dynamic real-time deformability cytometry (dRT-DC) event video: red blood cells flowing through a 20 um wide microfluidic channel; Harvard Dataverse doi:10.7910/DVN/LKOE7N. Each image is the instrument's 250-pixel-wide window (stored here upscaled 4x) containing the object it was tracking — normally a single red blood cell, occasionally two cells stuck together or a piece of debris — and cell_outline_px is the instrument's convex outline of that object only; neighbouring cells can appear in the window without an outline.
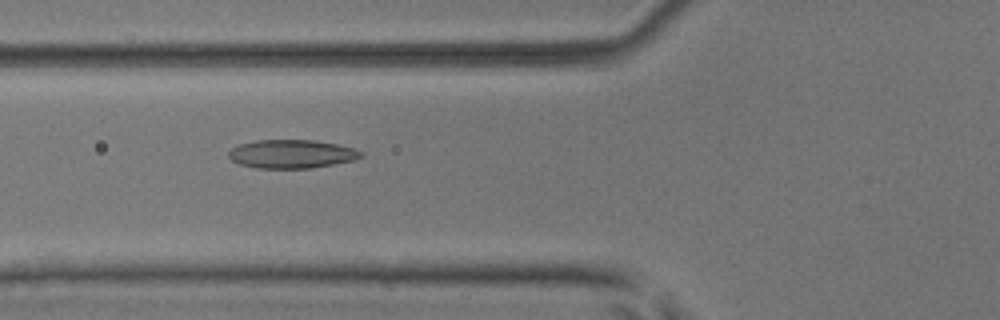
{"species": "common noctule bat (a hibernating species)", "species_latin": "Nyctalus noctula", "temperature_condition": "room temperature", "stored_images_in_passage": 52, "camera_frame_rate_fps": 3000, "um_per_image_px": 0.085, "animal": {"sex": "male", "body_mass_g": 17.9, "forearm_length_mm": 54.2}, "frame": {"image": 1, "passage_image": 20, "time_ms": 6.333, "image_size_px": [1000, 320], "cell_outline_px": [[364, 156], [352, 160], [312, 168], [256, 168], [240, 164], [232, 160], [228, 156], [228, 152], [232, 148], [240, 144], [256, 140], [316, 140], [336, 144], [352, 148], [364, 152]], "centroid_in_image_um": [24.78, 13.08], "position_along_channel_um": 101.0, "area_um2": 21.91}}
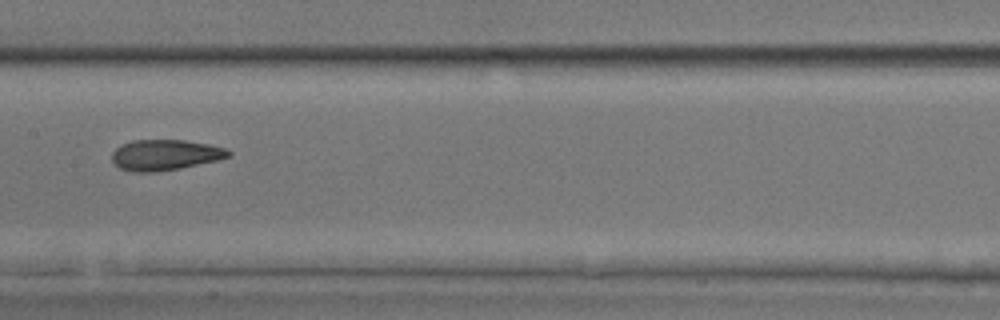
{"frame": {"image": 2, "passage_image": 27, "time_ms": 8.667, "image_size_px": [1000, 320], "cell_outline_px": [[232, 156], [216, 160], [180, 168], [156, 172], [132, 172], [120, 168], [112, 160], [112, 152], [116, 148], [132, 140], [184, 140], [208, 144], [224, 148], [232, 152]], "centroid_in_image_um": [14.03, 13.17], "position_along_channel_um": 193.4, "area_um2": 20.69}}
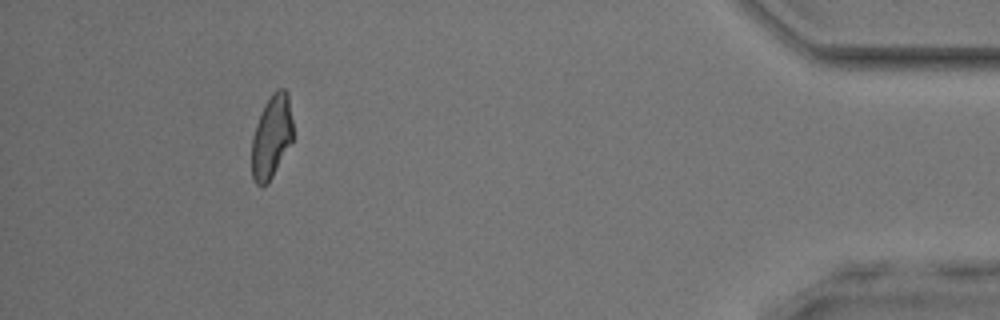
{"frame": {"image": 3, "passage_image": 48, "time_ms": 15.667, "image_size_px": [1000, 320], "cell_outline_px": [[292, 140], [268, 184], [256, 184], [252, 180], [252, 136], [256, 124], [264, 104], [272, 92], [276, 88], [284, 88], [288, 92], [292, 120]], "centroid_in_image_um": [23.07, 11.58], "position_along_channel_um": 412.1, "area_um2": 19.94}, "authors_computed_cell_mechanics": {"area_um2": 20.9814, "velocity_mm_per_s": 3.9595, "shape_relaxation_time_tau1_ms": null, "shape_relaxation_time_tau2_ms": 2.8705, "deformation_change_tau1": null, "deformation_change_tau2": 0.1105}}